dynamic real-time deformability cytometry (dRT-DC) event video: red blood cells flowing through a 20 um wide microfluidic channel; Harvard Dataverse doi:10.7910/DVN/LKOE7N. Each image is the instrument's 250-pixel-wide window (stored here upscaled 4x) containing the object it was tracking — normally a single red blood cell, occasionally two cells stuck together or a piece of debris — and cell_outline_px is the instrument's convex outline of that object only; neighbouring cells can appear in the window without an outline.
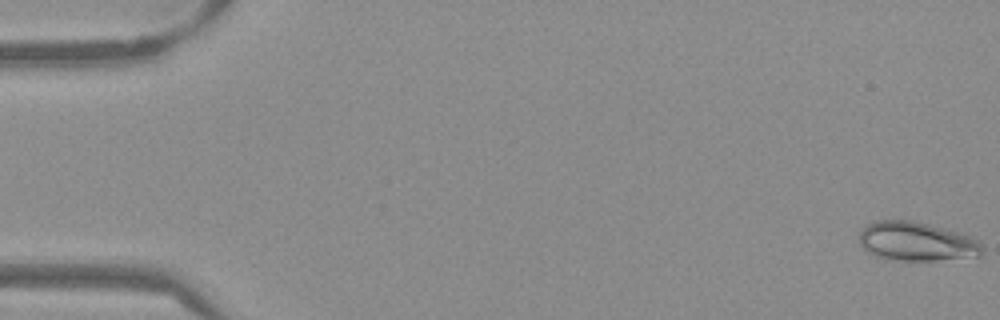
{"species": "Egyptian fruit bat (a non-hibernating species)", "species_latin": "Rousettus aegyptiacus", "temperature_condition": "warm", "stored_images_in_passage": 53, "camera_frame_rate_fps": 3000, "um_per_image_px": 0.085, "frame": {"image": 1, "passage_image": 1, "time_ms": 0.0, "image_size_px": [1000, 320], "cell_outline_px": [[984, 252], [980, 256], [936, 260], [888, 260], [876, 256], [868, 252], [860, 244], [860, 232], [868, 224], [876, 220], [908, 220], [928, 224], [956, 232], [980, 240], [984, 244]], "centroid_in_image_um": [77.93, 20.54], "position_along_channel_um": 7.1, "area_um2": 27.92}}
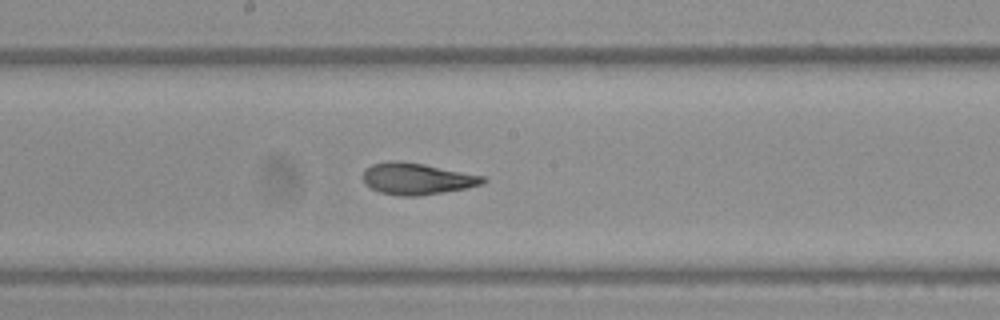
{"frame": {"image": 2, "passage_image": 29, "time_ms": 9.333, "image_size_px": [1000, 320], "cell_outline_px": [[488, 180], [484, 184], [468, 188], [416, 196], [400, 196], [380, 192], [364, 184], [364, 168], [372, 164], [388, 160], [396, 160], [424, 164], [484, 176]], "centroid_in_image_um": [35.44, 15.18], "position_along_channel_um": 212.8, "area_um2": 22.14}}
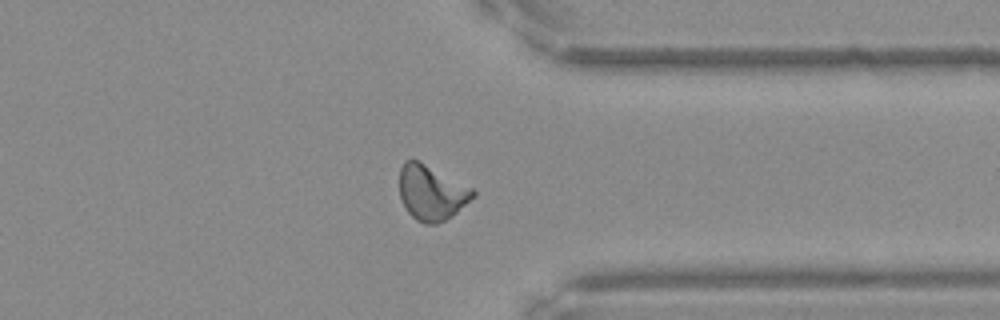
{"frame": {"image": 3, "passage_image": 42, "time_ms": 13.667, "image_size_px": [1000, 320], "cell_outline_px": [[476, 196], [456, 212], [444, 220], [436, 224], [424, 224], [416, 220], [408, 212], [400, 196], [400, 168], [404, 160], [416, 160], [472, 188], [476, 192]], "centroid_in_image_um": [36.66, 16.4], "position_along_channel_um": 374.7, "area_um2": 23.06}, "authors_computed_cell_mechanics": {"area_um2": 22.542, "velocity_mm_per_s": 3.8295, "shape_relaxation_time_tau1_ms": null, "shape_relaxation_time_tau2_ms": 1.3145, "deformation_change_tau1": null, "deformation_change_tau2": 0.0752}}